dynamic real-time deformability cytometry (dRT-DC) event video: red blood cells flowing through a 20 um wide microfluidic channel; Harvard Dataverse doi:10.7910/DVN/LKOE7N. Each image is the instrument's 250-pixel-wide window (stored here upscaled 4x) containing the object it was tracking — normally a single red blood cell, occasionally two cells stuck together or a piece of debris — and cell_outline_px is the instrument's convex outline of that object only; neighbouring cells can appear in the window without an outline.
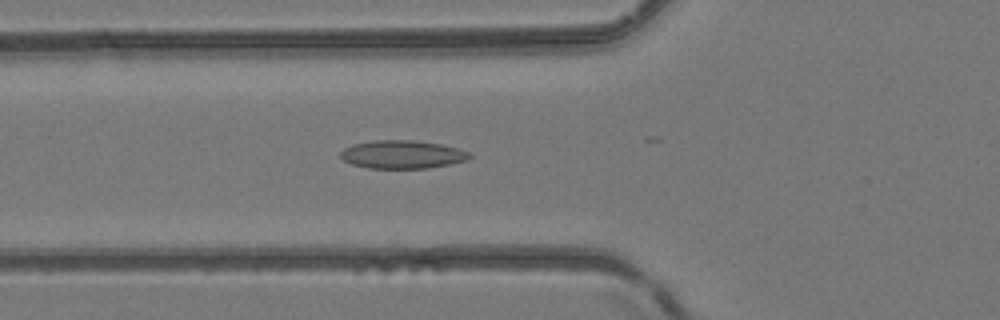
{"species": "common noctule bat (a hibernating species)", "species_latin": "Nyctalus noctula", "temperature_condition": "room temperature", "stored_images_in_passage": 31, "camera_frame_rate_fps": 3000, "um_per_image_px": 0.085, "animal": {"sex": "female", "body_mass_g": 24.6, "forearm_length_mm": 56.2}, "frame": {"image": 1, "passage_image": 21, "time_ms": 6.667, "image_size_px": [1000, 320], "cell_outline_px": [[472, 156], [468, 160], [452, 164], [428, 168], [368, 168], [352, 164], [344, 160], [340, 156], [340, 152], [344, 148], [352, 144], [372, 140], [412, 140], [440, 144], [460, 148], [468, 152]], "centroid_in_image_um": [34.21, 13.12], "position_along_channel_um": 91.6, "area_um2": 21.33}}
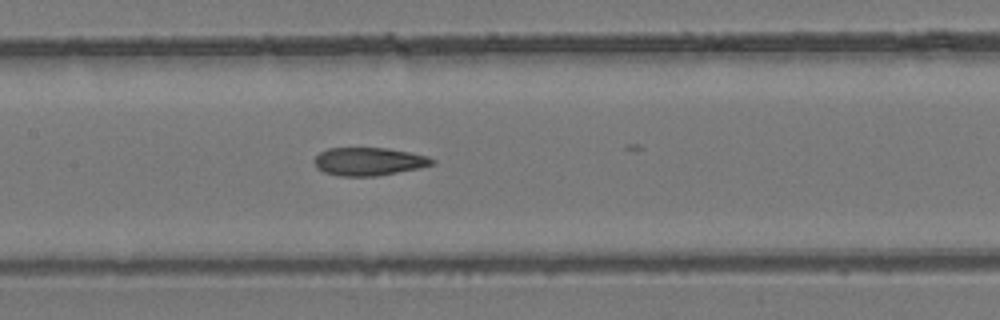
{"frame": {"image": 2, "passage_image": 27, "time_ms": 8.667, "image_size_px": [1000, 320], "cell_outline_px": [[436, 164], [420, 168], [376, 176], [340, 176], [324, 172], [316, 168], [316, 156], [320, 152], [328, 148], [388, 148], [428, 156], [436, 160]], "centroid_in_image_um": [31.39, 13.73], "position_along_channel_um": 176.0, "area_um2": 19.25}}
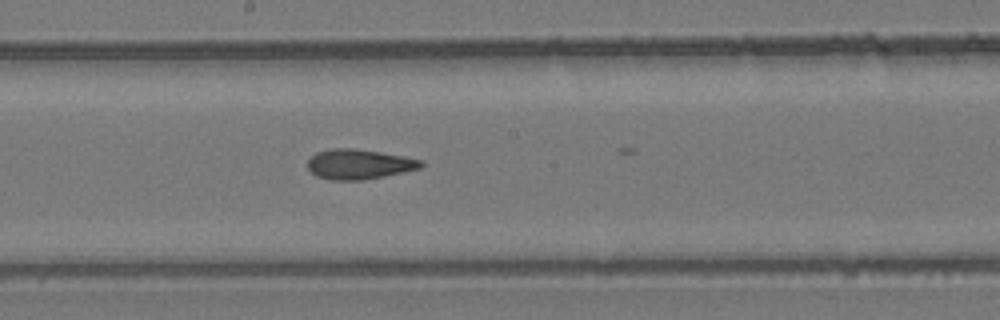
{"frame": {"image": 3, "passage_image": 30, "time_ms": 9.667, "image_size_px": [1000, 320], "cell_outline_px": [[424, 164], [420, 168], [384, 176], [364, 180], [332, 180], [316, 176], [308, 168], [308, 160], [316, 152], [328, 148], [356, 148], [404, 156], [424, 160]], "centroid_in_image_um": [30.52, 13.95], "position_along_channel_um": 217.7, "area_um2": 19.88}}